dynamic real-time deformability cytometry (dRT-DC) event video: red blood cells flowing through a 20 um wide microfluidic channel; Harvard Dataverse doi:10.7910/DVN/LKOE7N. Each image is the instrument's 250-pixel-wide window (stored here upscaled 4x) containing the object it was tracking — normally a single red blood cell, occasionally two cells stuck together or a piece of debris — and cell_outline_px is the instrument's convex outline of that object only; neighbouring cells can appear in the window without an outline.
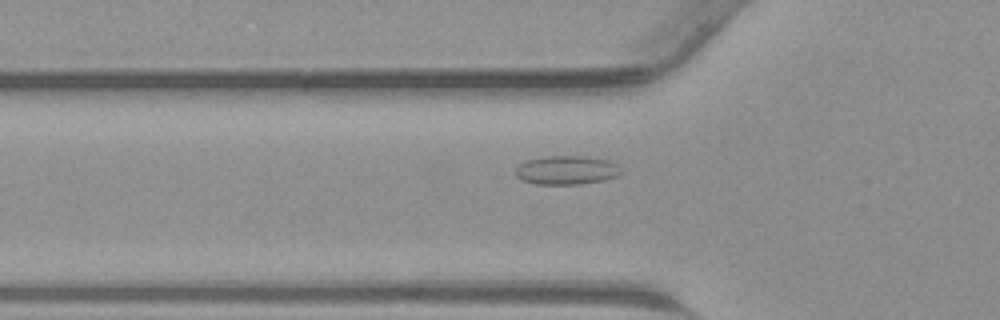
{"species": "common noctule bat (a hibernating species)", "species_latin": "Nyctalus noctula", "temperature_condition": "warm", "stored_images_in_passage": 34, "camera_frame_rate_fps": 3000, "um_per_image_px": 0.085, "animal": {"sex": "male", "body_mass_g": 23.1, "forearm_length_mm": 52.7}, "frame": {"image": 1, "passage_image": 4, "time_ms": 1.0, "image_size_px": [1000, 320], "cell_outline_px": [[624, 172], [620, 176], [604, 180], [580, 184], [532, 184], [520, 180], [516, 176], [516, 168], [524, 160], [544, 156], [580, 156], [608, 160], [616, 164]], "centroid_in_image_um": [48.15, 14.47], "position_along_channel_um": 77.6, "area_um2": 17.98}}
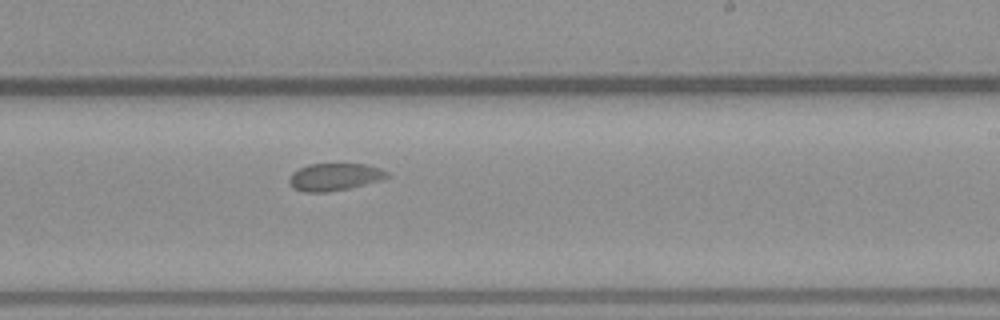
{"frame": {"image": 2, "passage_image": 16, "time_ms": 5.0, "image_size_px": [1000, 320], "cell_outline_px": [[388, 176], [380, 180], [348, 188], [328, 192], [304, 192], [292, 188], [288, 184], [288, 180], [292, 172], [308, 164], [368, 164], [380, 168], [388, 172]], "centroid_in_image_um": [28.39, 15.04], "position_along_channel_um": 260.6, "area_um2": 15.61}}
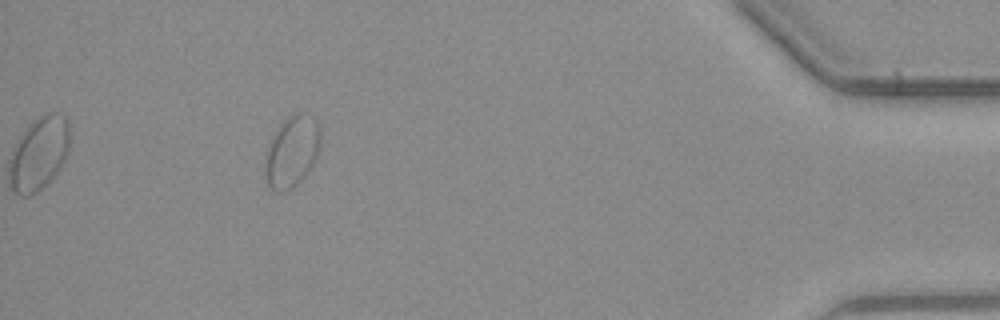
{"frame": {"image": 3, "passage_image": 30, "time_ms": 9.667, "image_size_px": [1000, 320], "cell_outline_px": [[320, 148], [312, 168], [292, 188], [284, 192], [276, 192], [268, 184], [264, 176], [264, 164], [268, 148], [280, 124], [288, 116], [296, 112], [300, 112], [316, 116], [320, 132]], "centroid_in_image_um": [24.84, 12.87], "position_along_channel_um": 410.4, "area_um2": 23.18}}